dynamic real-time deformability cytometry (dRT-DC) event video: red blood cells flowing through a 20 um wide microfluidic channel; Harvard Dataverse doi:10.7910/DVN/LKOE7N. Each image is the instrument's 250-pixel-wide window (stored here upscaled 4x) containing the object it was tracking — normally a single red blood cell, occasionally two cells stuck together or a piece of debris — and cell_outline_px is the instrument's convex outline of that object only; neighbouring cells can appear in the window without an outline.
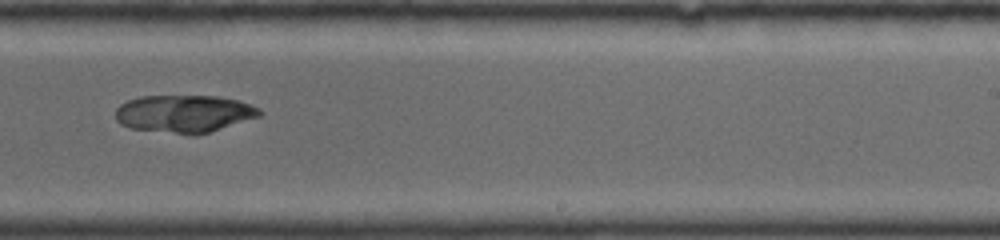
{"species": "common noctule bat (a hibernating species)", "species_latin": "Nyctalus noctula", "temperature_condition": "warm", "stored_images_in_passage": 11, "camera_frame_rate_fps": 4500, "um_per_image_px": 0.085, "animal": {"sex": "female", "body_mass_g": 19.0, "forearm_length_mm": 53.3}, "frame": {"image": 1, "passage_image": 7, "time_ms": 6.0, "image_size_px": [1000, 240], "cell_outline_px": [[260, 116], [196, 136], [132, 128], [120, 124], [116, 120], [116, 108], [120, 104], [128, 100], [140, 96], [220, 96], [252, 104], [260, 108]], "centroid_in_image_um": [15.65, 9.66], "position_along_channel_um": 273.4, "area_um2": 31.56}}
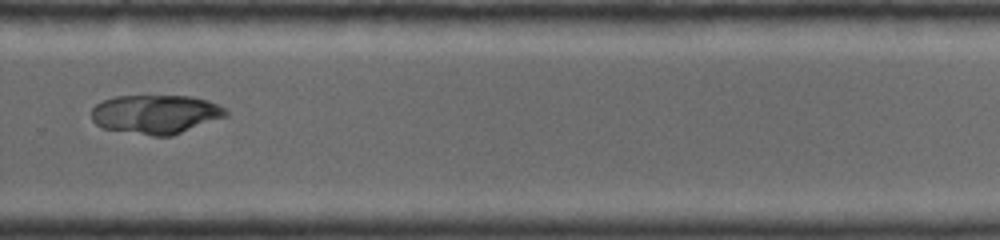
{"frame": {"image": 2, "passage_image": 8, "time_ms": 7.111, "image_size_px": [1000, 240], "cell_outline_px": [[228, 116], [172, 136], [152, 136], [104, 128], [96, 124], [92, 120], [92, 108], [96, 104], [104, 100], [116, 96], [192, 96], [208, 100], [224, 108], [228, 112]], "centroid_in_image_um": [13.26, 9.71], "position_along_channel_um": 316.5, "area_um2": 30.52}}